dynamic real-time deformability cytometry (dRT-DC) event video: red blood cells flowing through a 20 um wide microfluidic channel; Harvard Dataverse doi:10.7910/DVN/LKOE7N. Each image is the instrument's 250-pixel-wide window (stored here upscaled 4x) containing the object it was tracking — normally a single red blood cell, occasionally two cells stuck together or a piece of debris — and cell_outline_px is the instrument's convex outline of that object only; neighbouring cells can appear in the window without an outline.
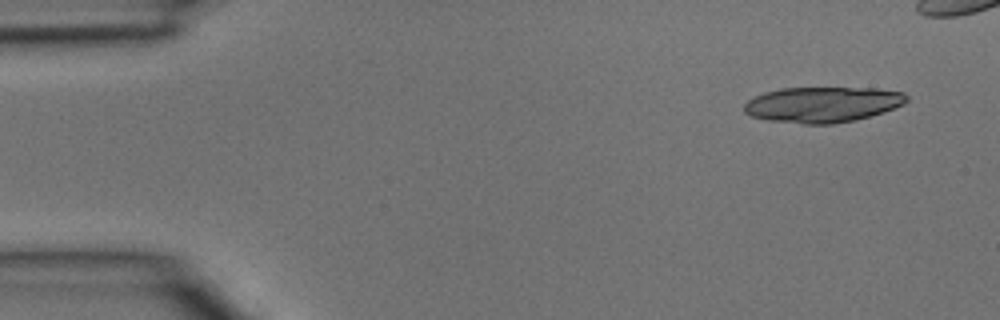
{"species": "common noctule bat (a hibernating species)", "species_latin": "Nyctalus noctula", "temperature_condition": "room temperature", "stored_images_in_passage": 4, "camera_frame_rate_fps": 3000, "um_per_image_px": 0.085, "animal": {"sex": "male", "body_mass_g": 15.6}, "frame": {"image": 1, "passage_image": 1, "time_ms": 0.0, "image_size_px": [1000, 320], "cell_outline_px": [[908, 100], [904, 104], [856, 120], [832, 124], [804, 124], [768, 120], [752, 116], [744, 112], [744, 104], [748, 100], [764, 92], [780, 88], [876, 88], [904, 92], [908, 96]], "centroid_in_image_um": [69.91, 8.88], "position_along_channel_um": 15.1, "area_um2": 33.58}}